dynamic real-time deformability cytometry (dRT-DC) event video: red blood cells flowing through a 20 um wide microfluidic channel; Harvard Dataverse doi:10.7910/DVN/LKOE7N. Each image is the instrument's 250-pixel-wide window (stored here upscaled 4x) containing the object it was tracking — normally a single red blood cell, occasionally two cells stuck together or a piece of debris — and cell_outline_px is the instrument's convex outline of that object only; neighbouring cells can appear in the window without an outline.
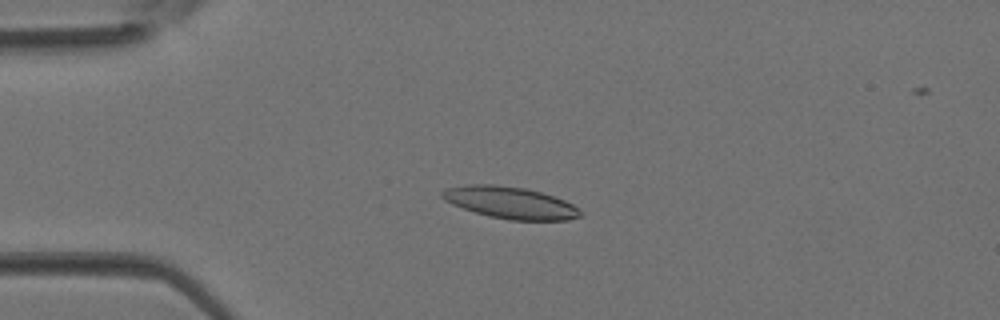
{"species": "Egyptian fruit bat (a non-hibernating species)", "species_latin": "Rousettus aegyptiacus", "temperature_condition": "room temperature", "stored_images_in_passage": 4, "camera_frame_rate_fps": 3000, "um_per_image_px": 0.085, "animal": {"sex": "female"}, "frame": {"image": 1, "passage_image": 3, "time_ms": 0.667, "image_size_px": [1000, 320], "cell_outline_px": [[580, 216], [568, 220], [508, 220], [488, 216], [452, 204], [444, 200], [440, 196], [440, 192], [444, 188], [464, 184], [496, 184], [524, 188], [540, 192], [564, 200], [580, 208]], "centroid_in_image_um": [43.32, 17.21], "position_along_channel_um": 41.7, "area_um2": 25.72}}